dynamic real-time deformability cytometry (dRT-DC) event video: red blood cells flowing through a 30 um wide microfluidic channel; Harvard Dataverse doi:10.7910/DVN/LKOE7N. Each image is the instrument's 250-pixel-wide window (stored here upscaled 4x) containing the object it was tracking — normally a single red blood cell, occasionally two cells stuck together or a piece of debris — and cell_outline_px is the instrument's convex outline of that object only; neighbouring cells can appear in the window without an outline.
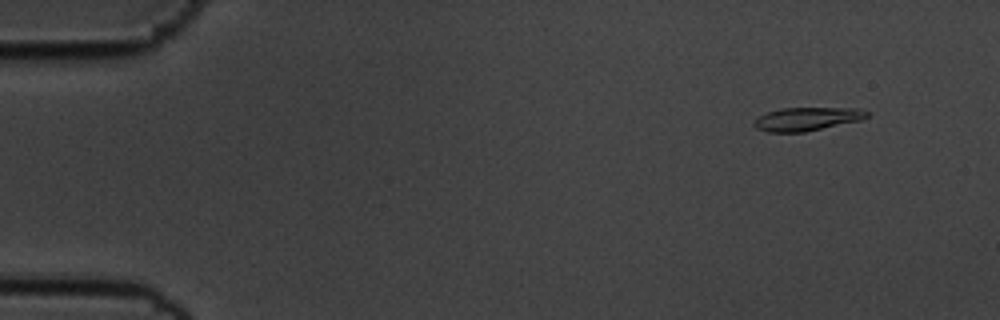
{"species": "common noctule bat (a hibernating species)", "species_latin": "Nyctalus noctula", "temperature_condition": "cold", "stored_images_in_passage": 52, "camera_frame_rate_fps": 3000, "um_per_image_px": 0.085, "animal": {"sex": "male", "body_mass_g": 19.5, "forearm_length_mm": 54.6}, "frame": {"image": 1, "passage_image": 1, "time_ms": 0.0, "image_size_px": [1000, 320], "cell_outline_px": [[868, 116], [860, 120], [804, 132], [768, 132], [756, 128], [752, 124], [760, 116], [768, 112], [784, 108], [856, 108], [868, 112]], "centroid_in_image_um": [68.58, 10.11], "position_along_channel_um": 16.4, "area_um2": 15.09}}
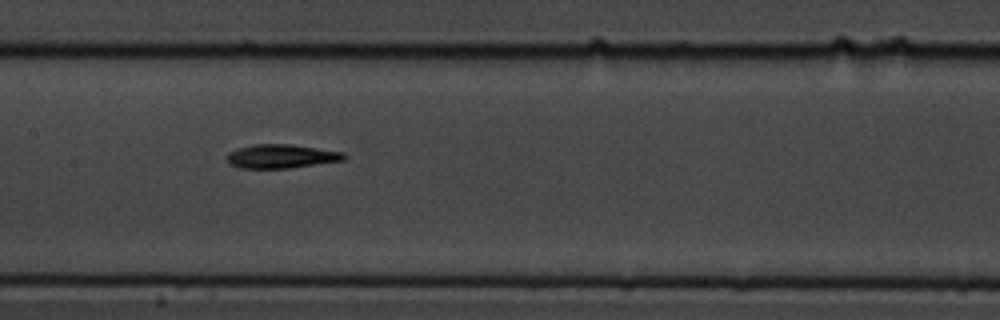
{"frame": {"image": 2, "passage_image": 24, "time_ms": 7.667, "image_size_px": [1000, 320], "cell_outline_px": [[348, 156], [344, 160], [288, 168], [240, 168], [228, 164], [228, 152], [236, 148], [252, 144], [288, 144], [344, 152]], "centroid_in_image_um": [23.88, 13.28], "position_along_channel_um": 183.5, "area_um2": 16.24}}
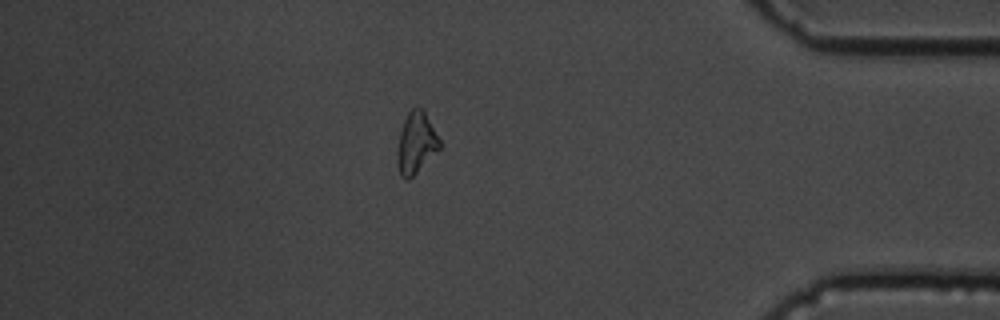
{"frame": {"image": 3, "passage_image": 45, "time_ms": 14.667, "image_size_px": [1000, 320], "cell_outline_px": [[440, 148], [408, 180], [404, 180], [400, 176], [396, 164], [396, 152], [400, 132], [404, 120], [408, 112], [412, 108], [420, 108], [424, 112], [440, 140]], "centroid_in_image_um": [35.32, 12.19], "position_along_channel_um": 399.9, "area_um2": 14.91}, "authors_computed_cell_mechanics": {"area_um2": 15.4904, "velocity_mm_per_s": 3.5613, "shape_relaxation_time_tau1_ms": 3.7261, "shape_relaxation_time_tau2_ms": 1.9477, "deformation_change_tau1": 0.1173, "deformation_change_tau2": 0.0904}}